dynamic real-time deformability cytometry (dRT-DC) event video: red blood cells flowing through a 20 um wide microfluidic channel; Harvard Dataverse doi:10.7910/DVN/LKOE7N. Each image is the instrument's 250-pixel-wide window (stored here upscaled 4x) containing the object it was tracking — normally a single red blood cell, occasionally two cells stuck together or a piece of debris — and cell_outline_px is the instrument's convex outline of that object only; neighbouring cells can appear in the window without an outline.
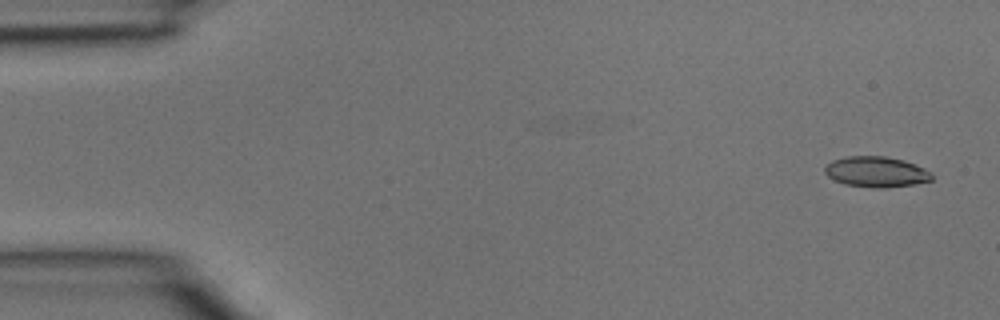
{"species": "common noctule bat (a hibernating species)", "species_latin": "Nyctalus noctula", "temperature_condition": "room temperature", "stored_images_in_passage": 4, "camera_frame_rate_fps": 3000, "um_per_image_px": 0.085, "animal": {"sex": "male", "body_mass_g": 15.6}, "frame": {"image": 1, "passage_image": 1, "time_ms": 0.0, "image_size_px": [1000, 320], "cell_outline_px": [[932, 180], [912, 184], [884, 188], [876, 188], [844, 184], [832, 180], [824, 172], [824, 168], [832, 160], [848, 156], [888, 156], [904, 160], [916, 164], [932, 172]], "centroid_in_image_um": [74.47, 14.6], "position_along_channel_um": 10.5, "area_um2": 19.19}}
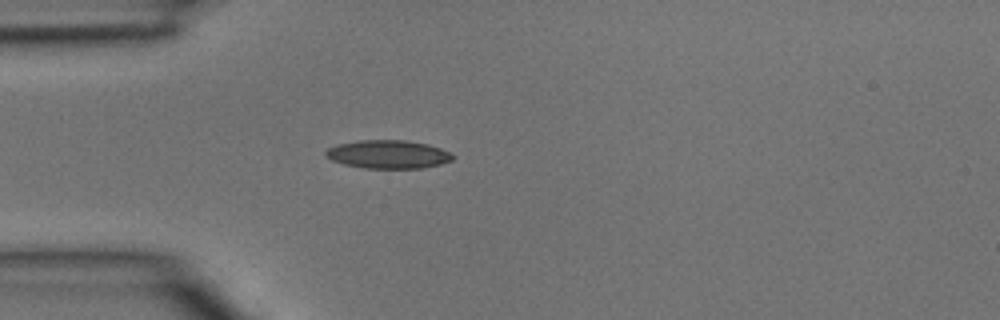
{"frame": {"image": 2, "passage_image": 4, "time_ms": 1.0, "image_size_px": [1000, 320], "cell_outline_px": [[456, 156], [452, 160], [440, 164], [420, 168], [364, 168], [344, 164], [332, 160], [324, 156], [324, 152], [328, 148], [336, 144], [360, 140], [408, 140], [428, 144], [440, 148]], "centroid_in_image_um": [32.97, 13.11], "position_along_channel_um": 52.0, "area_um2": 21.04}}